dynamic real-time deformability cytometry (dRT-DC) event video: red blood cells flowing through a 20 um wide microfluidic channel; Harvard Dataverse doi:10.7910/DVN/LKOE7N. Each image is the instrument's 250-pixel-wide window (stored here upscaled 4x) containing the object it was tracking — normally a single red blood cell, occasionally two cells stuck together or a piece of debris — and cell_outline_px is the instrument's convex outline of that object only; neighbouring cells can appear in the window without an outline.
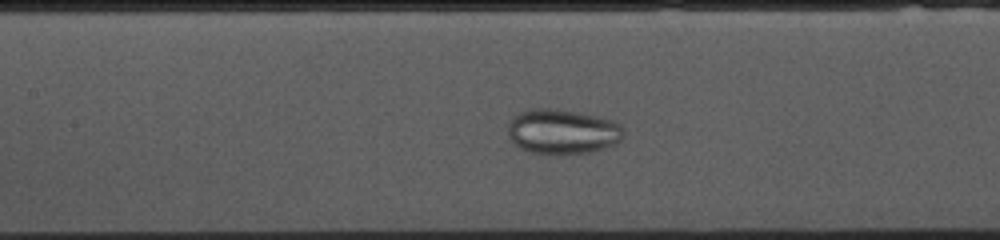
{"species": "common noctule bat (a hibernating species)", "species_latin": "Nyctalus noctula", "temperature_condition": "cold", "stored_images_in_passage": 54, "camera_frame_rate_fps": 3000, "um_per_image_px": 0.085, "animal": {"sex": "female", "body_mass_g": 10.0, "forearm_length_mm": 53.1}, "frame": {"image": 1, "passage_image": 23, "time_ms": 7.333, "image_size_px": [1000, 240], "cell_outline_px": [[624, 136], [616, 144], [588, 152], [560, 156], [532, 152], [520, 148], [508, 136], [508, 124], [520, 112], [528, 108], [548, 108], [596, 116], [612, 120], [620, 124], [624, 128]], "centroid_in_image_um": [47.82, 11.21], "position_along_channel_um": 159.6, "area_um2": 30.29}}
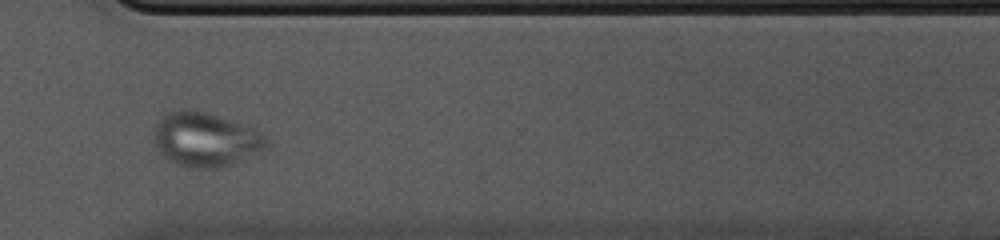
{"frame": {"image": 2, "passage_image": 39, "time_ms": 12.667, "image_size_px": [1000, 240], "cell_outline_px": [[268, 144], [264, 156], [216, 168], [200, 168], [180, 164], [168, 160], [156, 148], [152, 140], [152, 132], [156, 124], [168, 112], [188, 108], [204, 112], [248, 124], [256, 128], [268, 136]], "centroid_in_image_um": [17.59, 11.86], "position_along_channel_um": 353.0, "area_um2": 36.7}}
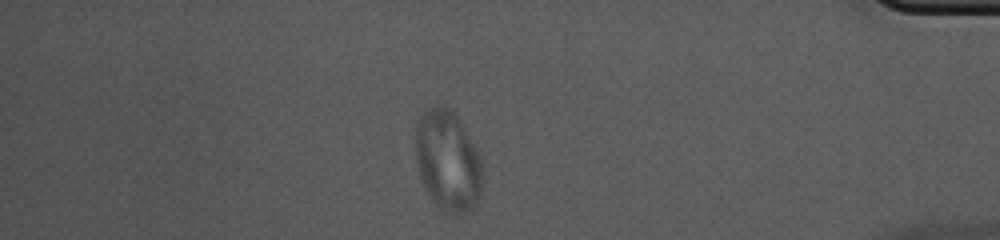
{"frame": {"image": 3, "passage_image": 46, "time_ms": 15.0, "image_size_px": [1000, 240], "cell_outline_px": [[480, 192], [476, 204], [468, 212], [456, 216], [444, 212], [432, 200], [420, 176], [416, 164], [416, 124], [420, 112], [428, 104], [440, 104], [452, 108], [456, 112], [480, 156]], "centroid_in_image_um": [38.02, 13.59], "position_along_channel_um": 397.2, "area_um2": 39.65}}